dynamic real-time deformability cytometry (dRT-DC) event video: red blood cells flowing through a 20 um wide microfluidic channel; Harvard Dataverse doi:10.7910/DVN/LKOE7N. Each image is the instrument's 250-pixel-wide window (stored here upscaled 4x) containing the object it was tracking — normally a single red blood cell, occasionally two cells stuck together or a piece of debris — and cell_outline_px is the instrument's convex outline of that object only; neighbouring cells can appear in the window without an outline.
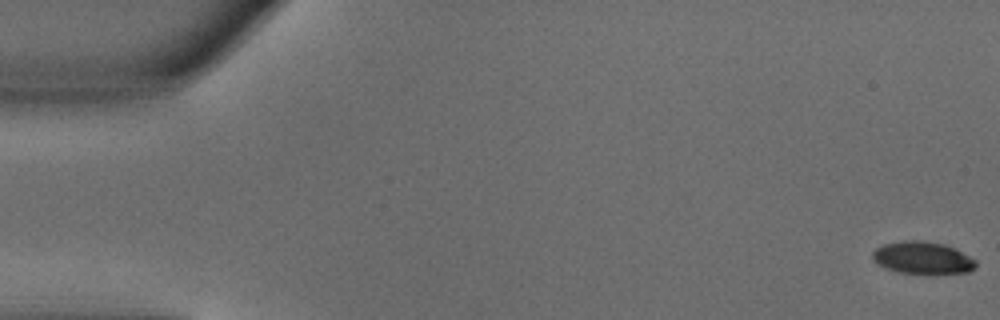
{"species": "common noctule bat (a hibernating species)", "species_latin": "Nyctalus noctula", "temperature_condition": "warm", "stored_images_in_passage": 50, "camera_frame_rate_fps": 3000, "um_per_image_px": 0.085, "animal": {"sex": "male", "body_mass_g": 18.8}, "frame": {"image": 1, "passage_image": 1, "time_ms": 0.0, "image_size_px": [1000, 320], "cell_outline_px": [[976, 264], [968, 272], [900, 272], [884, 268], [872, 260], [872, 252], [876, 248], [884, 244], [904, 240], [920, 240], [944, 244], [976, 260]], "centroid_in_image_um": [78.34, 21.88], "position_along_channel_um": 6.7, "area_um2": 18.84}}
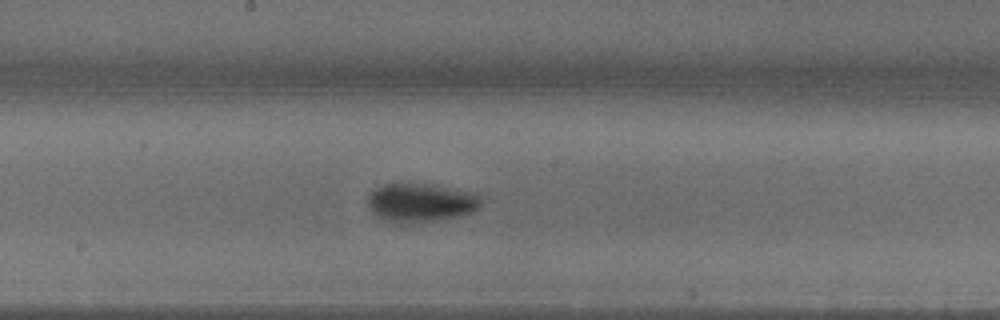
{"frame": {"image": 2, "passage_image": 27, "time_ms": 8.667, "image_size_px": [1000, 320], "cell_outline_px": [[480, 204], [472, 212], [460, 216], [408, 224], [396, 224], [376, 216], [368, 208], [368, 196], [376, 188], [384, 184], [396, 180], [428, 184], [464, 192], [476, 196], [480, 200]], "centroid_in_image_um": [35.61, 17.22], "position_along_channel_um": 212.6, "area_um2": 25.55}}
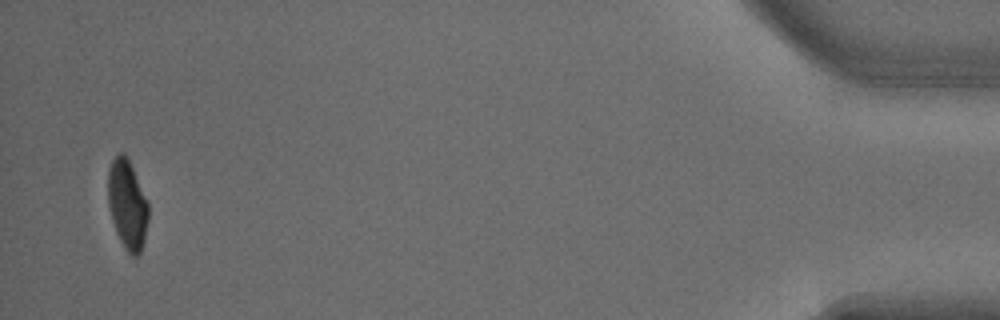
{"frame": {"image": 3, "passage_image": 49, "time_ms": 16.0, "image_size_px": [1000, 320], "cell_outline_px": [[148, 220], [144, 240], [140, 252], [136, 256], [132, 256], [124, 248], [116, 232], [112, 220], [108, 204], [108, 168], [112, 160], [120, 152], [124, 152], [132, 168], [148, 204]], "centroid_in_image_um": [10.8, 17.4], "position_along_channel_um": 424.4, "area_um2": 20.69}, "authors_computed_cell_mechanics": {"area_um2": 22.4842, "velocity_mm_per_s": 4.0502, "shape_relaxation_time_tau1_ms": 3.3006, "shape_relaxation_time_tau2_ms": null, "deformation_change_tau1": 0.1859, "deformation_change_tau2": null}}